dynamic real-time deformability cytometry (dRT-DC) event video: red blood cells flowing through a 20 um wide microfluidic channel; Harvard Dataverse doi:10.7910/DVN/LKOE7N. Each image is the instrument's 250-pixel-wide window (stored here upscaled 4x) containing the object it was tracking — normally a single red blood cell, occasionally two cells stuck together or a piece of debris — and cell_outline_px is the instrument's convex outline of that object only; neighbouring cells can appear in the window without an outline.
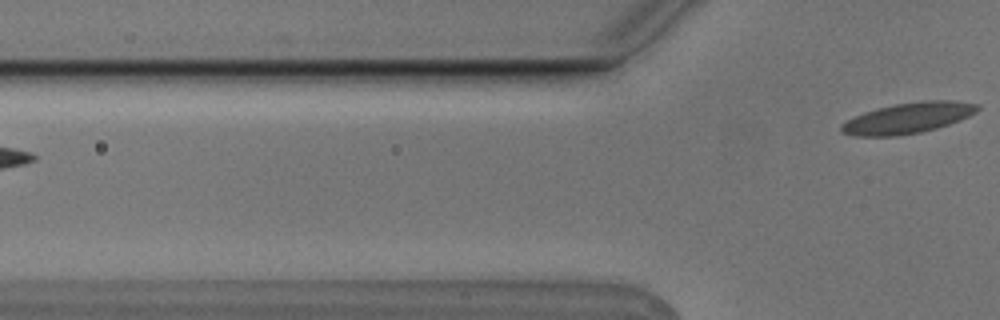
{"species": "Egyptian fruit bat (a non-hibernating species)", "species_latin": "Rousettus aegyptiacus", "temperature_condition": "cold", "stored_images_in_passage": 2, "camera_frame_rate_fps": 3000, "um_per_image_px": 0.085, "animal": {"sex": "male"}, "frame": {"image": 1, "passage_image": 2, "time_ms": 0.333, "image_size_px": [1000, 320], "cell_outline_px": [[980, 108], [976, 112], [960, 120], [936, 128], [920, 132], [896, 136], [856, 136], [840, 132], [840, 124], [864, 112], [876, 108], [896, 104], [924, 100], [952, 100], [976, 104]], "centroid_in_image_um": [77.16, 10.03], "position_along_channel_um": 48.6, "area_um2": 24.22}}